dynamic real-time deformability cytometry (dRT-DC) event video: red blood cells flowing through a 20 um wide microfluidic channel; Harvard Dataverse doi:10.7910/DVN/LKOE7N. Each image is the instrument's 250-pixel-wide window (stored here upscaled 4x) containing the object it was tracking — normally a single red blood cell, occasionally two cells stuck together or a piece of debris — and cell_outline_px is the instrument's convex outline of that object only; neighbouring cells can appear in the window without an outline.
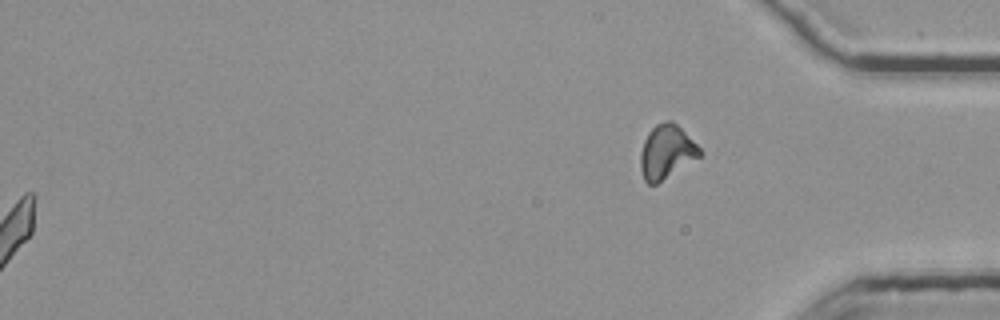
{"species": "common noctule bat (a hibernating species)", "species_latin": "Nyctalus noctula", "temperature_condition": "room temperature", "stored_images_in_passage": 54, "segment_of_instrument_passage": [2, 2], "camera_frame_rate_fps": 3000, "um_per_image_px": 0.085, "animal": {"sex": "female", "body_mass_g": 25.1}, "frame": {"image": 1, "passage_image": 54, "time_ms": 17.667, "image_size_px": [1000, 320], "cell_outline_px": [[704, 152], [700, 156], [656, 184], [648, 184], [644, 180], [640, 168], [640, 152], [644, 140], [648, 132], [656, 124], [664, 120], [672, 120]], "centroid_in_image_um": [56.62, 12.9], "position_along_channel_um": 378.6, "area_um2": 18.44}}